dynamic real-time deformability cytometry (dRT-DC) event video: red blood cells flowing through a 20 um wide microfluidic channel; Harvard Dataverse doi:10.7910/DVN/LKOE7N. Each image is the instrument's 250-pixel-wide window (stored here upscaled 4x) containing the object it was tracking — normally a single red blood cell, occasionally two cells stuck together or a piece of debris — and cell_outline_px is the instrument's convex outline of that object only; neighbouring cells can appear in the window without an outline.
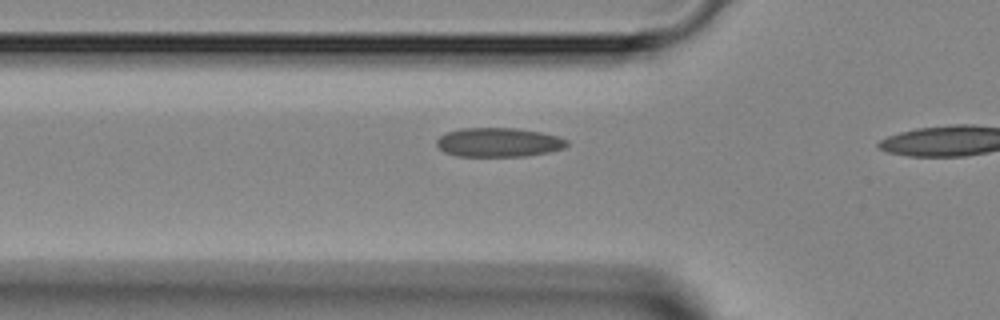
{"species": "Egyptian fruit bat (a non-hibernating species)", "species_latin": "Rousettus aegyptiacus", "temperature_condition": "room temperature", "stored_images_in_passage": 9, "camera_frame_rate_fps": 3000, "um_per_image_px": 0.085, "animal": {"sex": "female"}, "frame": {"image": 1, "passage_image": 8, "time_ms": 2.333, "image_size_px": [1000, 320], "cell_outline_px": [[568, 144], [564, 148], [548, 152], [524, 156], [456, 156], [444, 152], [436, 144], [436, 140], [440, 136], [448, 132], [460, 128], [516, 128], [540, 132], [560, 136], [568, 140]], "centroid_in_image_um": [42.39, 12.09], "position_along_channel_um": 83.4, "area_um2": 22.14}}